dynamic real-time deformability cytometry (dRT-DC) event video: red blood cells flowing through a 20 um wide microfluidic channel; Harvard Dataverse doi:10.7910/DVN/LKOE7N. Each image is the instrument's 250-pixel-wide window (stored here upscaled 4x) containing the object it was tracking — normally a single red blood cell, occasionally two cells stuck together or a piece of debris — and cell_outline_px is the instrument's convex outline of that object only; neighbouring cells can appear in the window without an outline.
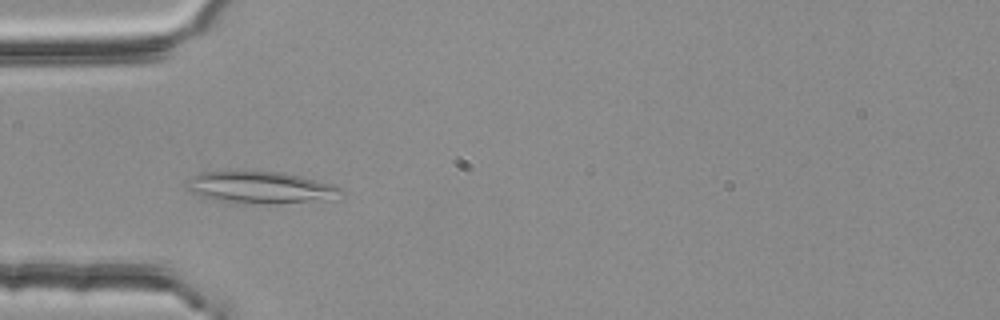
{"species": "common noctule bat (a hibernating species)", "species_latin": "Nyctalus noctula", "temperature_condition": "room temperature", "stored_images_in_passage": 22, "camera_frame_rate_fps": 3000, "um_per_image_px": 0.085, "animal": {"sex": "female", "body_mass_g": 25.1}, "frame": {"image": 1, "passage_image": 6, "time_ms": 1.667, "image_size_px": [1000, 320], "cell_outline_px": [[344, 192], [328, 200], [216, 200], [192, 192], [184, 188], [184, 180], [200, 172], [280, 172], [300, 176], [336, 184], [344, 188]], "centroid_in_image_um": [22.12, 15.86], "position_along_channel_um": 62.9, "area_um2": 26.99}}